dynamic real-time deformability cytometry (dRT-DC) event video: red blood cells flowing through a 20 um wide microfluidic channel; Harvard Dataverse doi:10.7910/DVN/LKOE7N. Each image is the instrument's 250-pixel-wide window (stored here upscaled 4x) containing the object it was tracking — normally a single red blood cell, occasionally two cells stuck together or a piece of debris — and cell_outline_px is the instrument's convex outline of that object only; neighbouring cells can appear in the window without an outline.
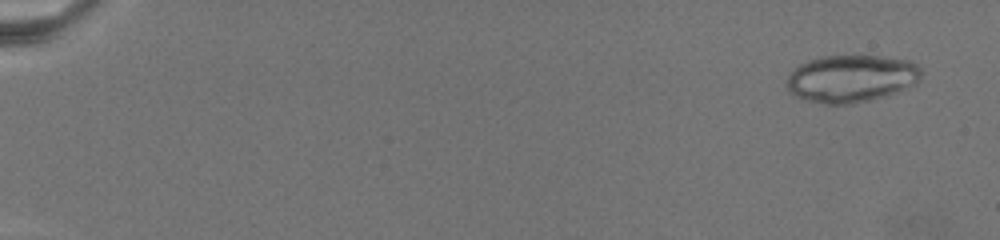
{"species": "common noctule bat (a hibernating species)", "species_latin": "Nyctalus noctula", "temperature_condition": "warm", "stored_images_in_passage": 89, "camera_frame_rate_fps": 3000, "um_per_image_px": 0.085, "animal": {"sex": "female", "body_mass_g": 19.5, "forearm_length_mm": 54.1}, "frame": {"image": 1, "passage_image": 3, "time_ms": 0.667, "image_size_px": [1000, 240], "cell_outline_px": [[920, 76], [912, 84], [868, 100], [848, 104], [824, 104], [804, 100], [788, 92], [784, 84], [788, 76], [800, 64], [808, 60], [820, 56], [880, 56], [912, 60], [920, 68]], "centroid_in_image_um": [72.25, 6.66], "position_along_channel_um": 12.7, "area_um2": 36.65}}